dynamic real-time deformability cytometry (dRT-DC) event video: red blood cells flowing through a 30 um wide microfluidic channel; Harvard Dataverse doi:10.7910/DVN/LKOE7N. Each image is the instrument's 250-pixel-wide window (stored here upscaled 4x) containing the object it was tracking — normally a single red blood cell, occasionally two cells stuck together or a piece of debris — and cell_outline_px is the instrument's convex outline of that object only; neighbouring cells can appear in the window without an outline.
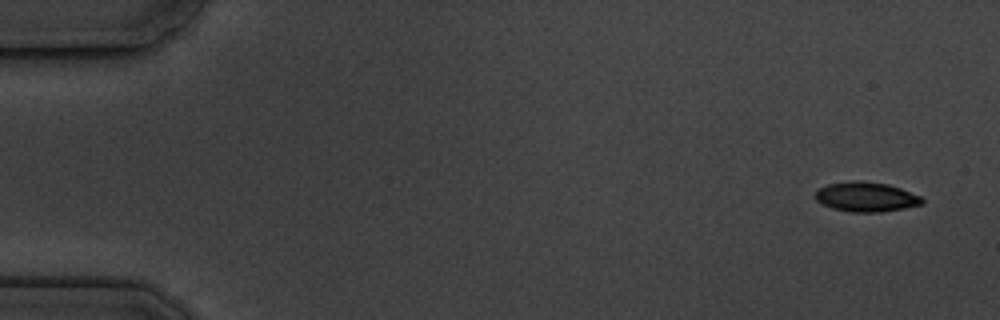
{"species": "common noctule bat (a hibernating species)", "species_latin": "Nyctalus noctula", "temperature_condition": "cold", "stored_images_in_passage": 5, "camera_frame_rate_fps": 3000, "um_per_image_px": 0.085, "animal": {"sex": "male", "body_mass_g": 19.5, "forearm_length_mm": 54.6}, "frame": {"image": 1, "passage_image": 1, "time_ms": 0.0, "image_size_px": [1000, 320], "cell_outline_px": [[924, 204], [904, 208], [880, 212], [852, 212], [832, 208], [816, 200], [816, 192], [820, 188], [828, 184], [856, 180], [860, 180], [888, 184], [900, 188], [920, 196], [924, 200]], "centroid_in_image_um": [73.65, 16.73], "position_along_channel_um": 11.4, "area_um2": 18.32}}
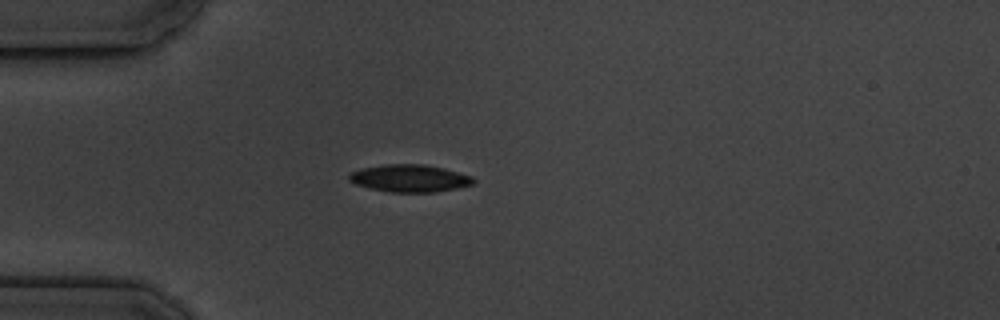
{"frame": {"image": 2, "passage_image": 5, "time_ms": 4.333, "image_size_px": [1000, 320], "cell_outline_px": [[476, 180], [472, 184], [456, 188], [436, 192], [392, 192], [368, 188], [356, 184], [348, 180], [348, 176], [352, 172], [360, 168], [384, 164], [424, 164], [444, 168], [472, 176]], "centroid_in_image_um": [34.81, 15.15], "position_along_channel_um": 50.2, "area_um2": 19.88}}